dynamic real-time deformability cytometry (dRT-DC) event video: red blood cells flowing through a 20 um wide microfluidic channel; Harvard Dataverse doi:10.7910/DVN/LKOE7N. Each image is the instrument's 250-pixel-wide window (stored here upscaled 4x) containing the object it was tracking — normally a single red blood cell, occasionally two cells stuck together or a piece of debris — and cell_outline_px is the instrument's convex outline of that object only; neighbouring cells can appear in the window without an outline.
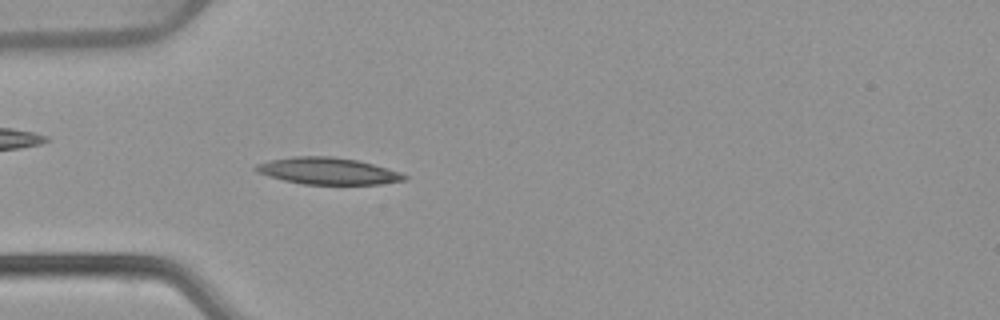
{"species": "common noctule bat (a hibernating species)", "species_latin": "Nyctalus noctula", "temperature_condition": "warm", "stored_images_in_passage": 21, "camera_frame_rate_fps": 3000, "um_per_image_px": 0.085, "animal": {"sex": "female", "body_mass_g": 22.7, "forearm_length_mm": 54.2}, "frame": {"image": 1, "passage_image": 4, "time_ms": 1.0, "image_size_px": [1000, 320], "cell_outline_px": [[408, 180], [380, 184], [304, 184], [284, 180], [268, 176], [256, 172], [252, 168], [256, 164], [268, 160], [292, 156], [332, 156], [356, 160], [388, 168], [400, 172], [408, 176]], "centroid_in_image_um": [27.85, 14.53], "position_along_channel_um": 57.2, "area_um2": 23.29}}
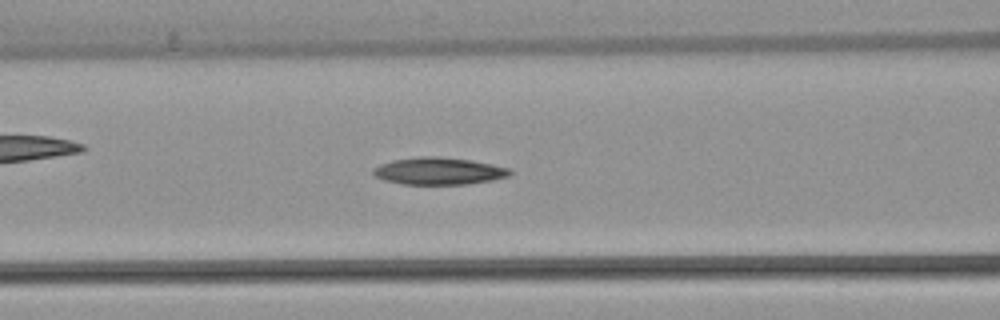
{"frame": {"image": 2, "passage_image": 10, "time_ms": 3.0, "image_size_px": [1000, 320], "cell_outline_px": [[512, 172], [508, 176], [492, 180], [468, 184], [404, 184], [384, 180], [376, 176], [372, 172], [372, 168], [380, 164], [392, 160], [420, 156], [436, 156], [468, 160], [492, 164], [508, 168]], "centroid_in_image_um": [37.26, 14.54], "position_along_channel_um": 129.3, "area_um2": 21.5}}
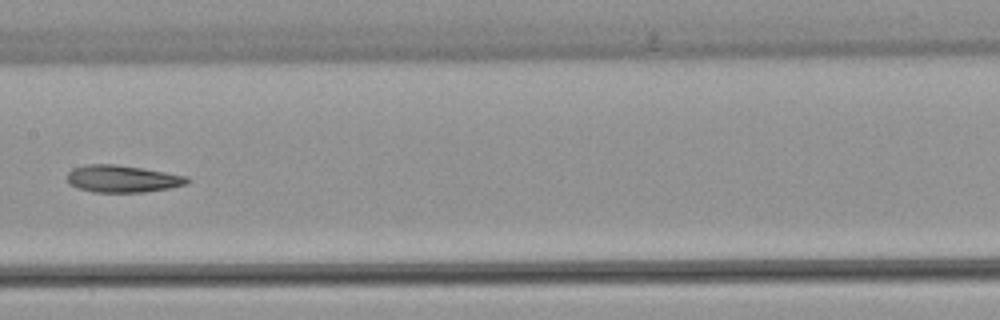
{"frame": {"image": 3, "passage_image": 12, "time_ms": 3.667, "image_size_px": [1000, 320], "cell_outline_px": [[192, 180], [188, 184], [172, 188], [144, 192], [92, 192], [76, 188], [68, 184], [68, 172], [72, 168], [84, 164], [116, 164], [188, 176]], "centroid_in_image_um": [10.41, 15.2], "position_along_channel_um": 197.0, "area_um2": 19.25}}